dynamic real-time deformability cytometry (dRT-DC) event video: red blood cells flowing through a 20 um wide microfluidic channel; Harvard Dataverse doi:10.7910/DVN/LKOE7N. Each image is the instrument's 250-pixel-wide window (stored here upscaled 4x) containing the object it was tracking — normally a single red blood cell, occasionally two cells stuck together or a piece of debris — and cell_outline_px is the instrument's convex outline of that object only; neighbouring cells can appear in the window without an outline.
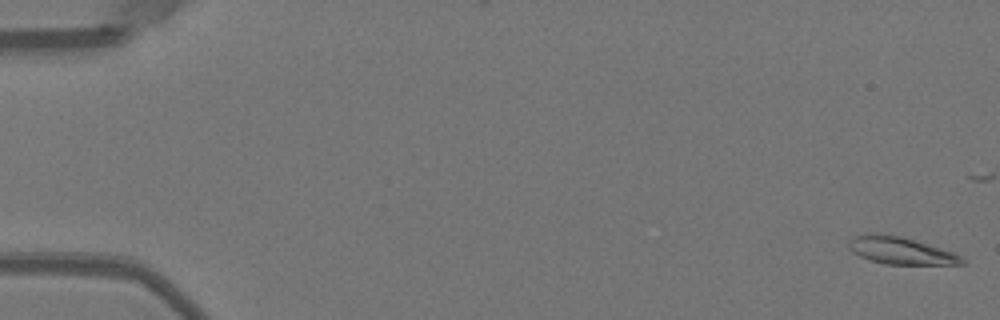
{"species": "Egyptian fruit bat (a non-hibernating species)", "species_latin": "Rousettus aegyptiacus", "temperature_condition": "warm", "stored_images_in_passage": 25, "camera_frame_rate_fps": 3000, "um_per_image_px": 0.085, "animal": {"sex": "female"}, "frame": {"image": 1, "passage_image": 1, "time_ms": 0.0, "image_size_px": [1000, 320], "cell_outline_px": [[964, 264], [888, 264], [872, 260], [860, 256], [852, 252], [848, 248], [848, 240], [864, 232], [876, 232], [900, 236], [952, 252], [960, 256], [964, 260]], "centroid_in_image_um": [76.47, 21.28], "position_along_channel_um": 8.5, "area_um2": 17.74}}
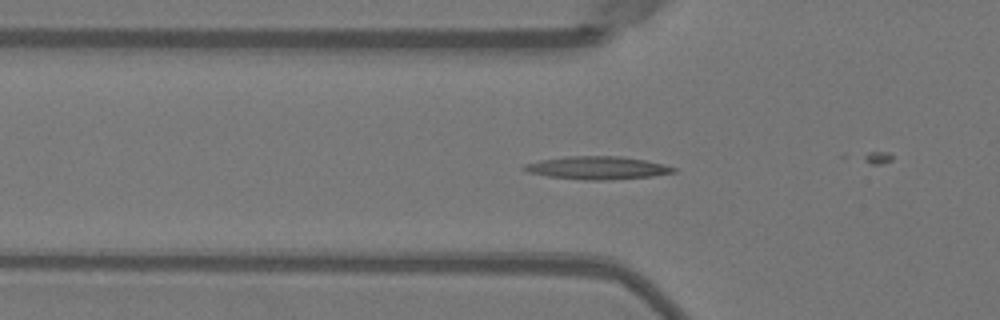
{"frame": {"image": 2, "passage_image": 18, "time_ms": 5.667, "image_size_px": [1000, 320], "cell_outline_px": [[676, 172], [652, 176], [608, 180], [584, 180], [548, 176], [528, 172], [520, 168], [524, 164], [540, 160], [568, 156], [620, 156], [644, 160], [664, 164], [676, 168]], "centroid_in_image_um": [50.76, 14.27], "position_along_channel_um": 75.0, "area_um2": 19.94}}
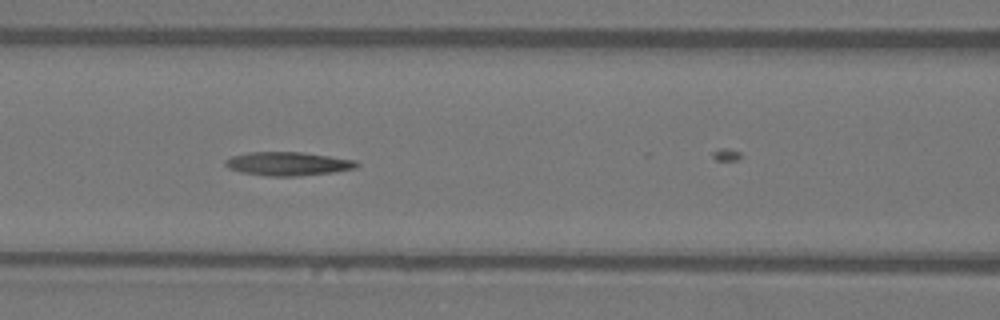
{"frame": {"image": 3, "passage_image": 23, "time_ms": 7.333, "image_size_px": [1000, 320], "cell_outline_px": [[360, 164], [356, 168], [332, 172], [296, 176], [268, 176], [240, 172], [228, 168], [224, 164], [224, 160], [232, 156], [248, 152], [300, 152], [356, 160]], "centroid_in_image_um": [24.44, 13.92], "position_along_channel_um": 142.2, "area_um2": 18.03}}